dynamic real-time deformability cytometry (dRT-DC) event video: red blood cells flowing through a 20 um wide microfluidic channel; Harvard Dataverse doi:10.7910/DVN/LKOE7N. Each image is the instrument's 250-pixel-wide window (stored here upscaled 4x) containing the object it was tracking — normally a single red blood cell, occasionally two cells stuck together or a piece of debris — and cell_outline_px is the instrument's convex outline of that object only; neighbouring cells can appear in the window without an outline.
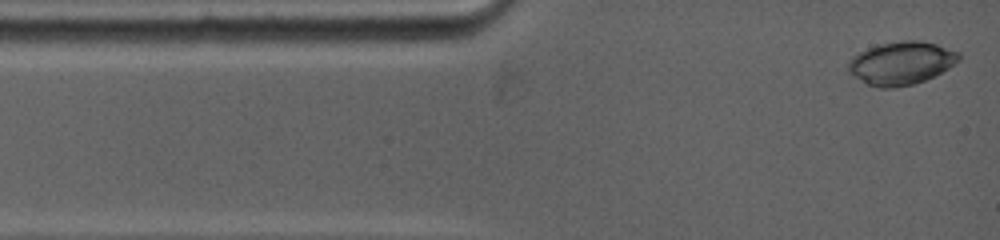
{"species": "common noctule bat (a hibernating species)", "species_latin": "Nyctalus noctula", "temperature_condition": "warm", "stored_images_in_passage": 48, "camera_frame_rate_fps": 5000, "um_per_image_px": 0.085, "animal": {"sex": "female", "body_mass_g": 19.0, "forearm_length_mm": 53.3}, "frame": {"image": 1, "passage_image": 1, "time_ms": 0.0, "image_size_px": [1000, 240], "cell_outline_px": [[960, 60], [948, 68], [924, 80], [912, 84], [892, 88], [880, 88], [868, 84], [848, 72], [848, 60], [852, 56], [868, 48], [880, 44], [904, 40], [920, 40], [936, 44], [960, 52]], "centroid_in_image_um": [76.6, 5.35], "position_along_channel_um": 8.4, "area_um2": 27.51}}
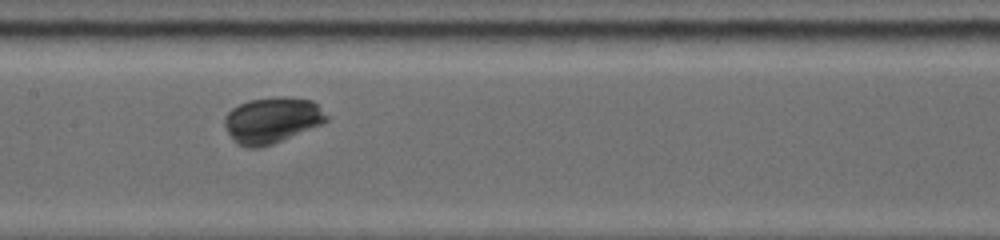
{"frame": {"image": 2, "passage_image": 25, "time_ms": 5.8, "image_size_px": [1000, 240], "cell_outline_px": [[328, 120], [324, 124], [272, 144], [260, 148], [248, 148], [236, 144], [232, 140], [224, 124], [224, 116], [232, 108], [248, 100], [276, 96], [284, 96], [312, 100], [328, 116]], "centroid_in_image_um": [23.11, 10.22], "position_along_channel_um": 184.3, "area_um2": 27.57}}
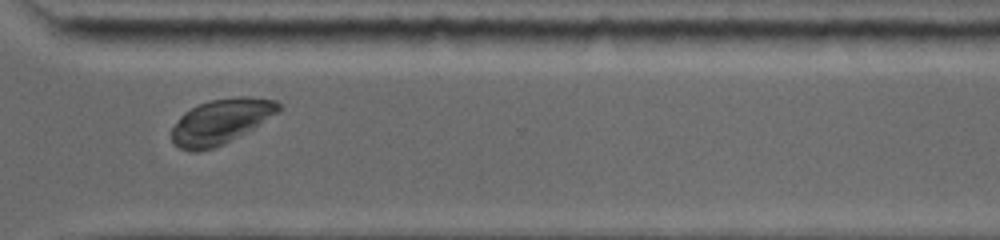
{"frame": {"image": 3, "passage_image": 47, "time_ms": 10.2, "image_size_px": [1000, 240], "cell_outline_px": [[280, 108], [276, 112], [252, 128], [224, 144], [200, 152], [188, 152], [180, 148], [172, 140], [172, 128], [180, 116], [184, 112], [200, 104], [212, 100], [240, 96], [248, 96], [276, 100], [280, 104]], "centroid_in_image_um": [18.73, 10.34], "position_along_channel_um": 351.9, "area_um2": 27.51}}